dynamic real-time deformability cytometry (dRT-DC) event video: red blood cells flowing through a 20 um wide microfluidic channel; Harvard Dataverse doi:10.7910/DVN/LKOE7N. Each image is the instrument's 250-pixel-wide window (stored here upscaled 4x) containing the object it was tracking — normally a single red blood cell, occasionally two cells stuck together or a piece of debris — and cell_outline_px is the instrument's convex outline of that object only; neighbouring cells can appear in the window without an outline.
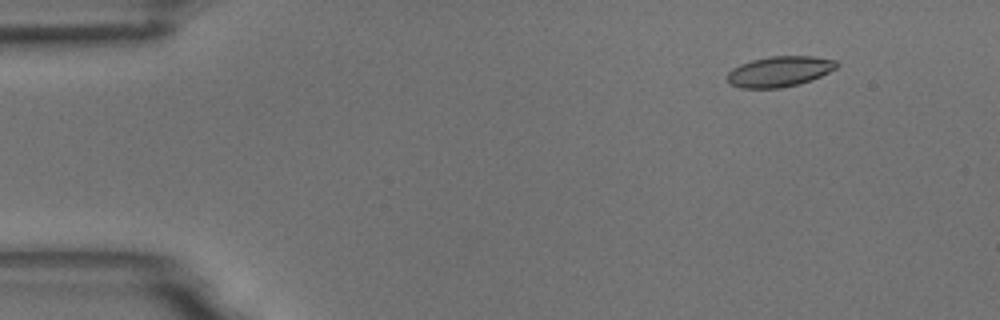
{"species": "common noctule bat (a hibernating species)", "species_latin": "Nyctalus noctula", "temperature_condition": "room temperature", "stored_images_in_passage": 59, "camera_frame_rate_fps": 3000, "um_per_image_px": 0.085, "animal": {"sex": "male", "body_mass_g": 18.8}, "frame": {"image": 1, "passage_image": 7, "time_ms": 2.0, "image_size_px": [1000, 320], "cell_outline_px": [[840, 64], [836, 68], [820, 76], [796, 84], [780, 88], [740, 88], [728, 84], [728, 72], [732, 68], [740, 64], [752, 60], [768, 56], [812, 56], [836, 60]], "centroid_in_image_um": [66.23, 6.07], "position_along_channel_um": 18.8, "area_um2": 19.36}}
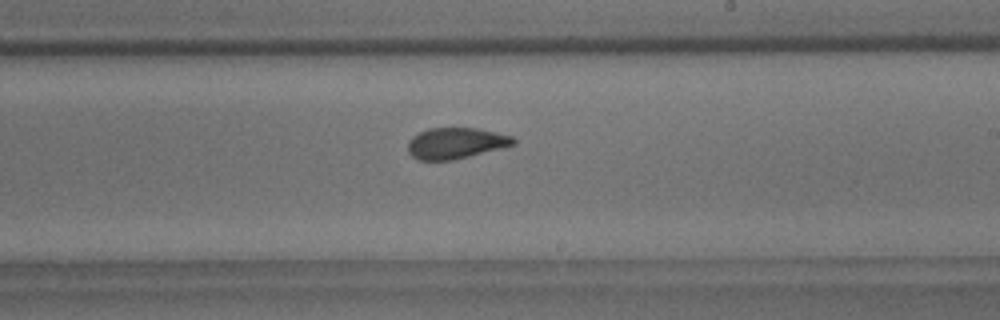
{"frame": {"image": 2, "passage_image": 35, "time_ms": 11.333, "image_size_px": [1000, 320], "cell_outline_px": [[516, 144], [452, 160], [420, 160], [412, 156], [408, 152], [408, 140], [412, 136], [428, 128], [476, 128], [496, 132], [512, 136], [516, 140]], "centroid_in_image_um": [38.72, 12.16], "position_along_channel_um": 250.3, "area_um2": 18.96}}
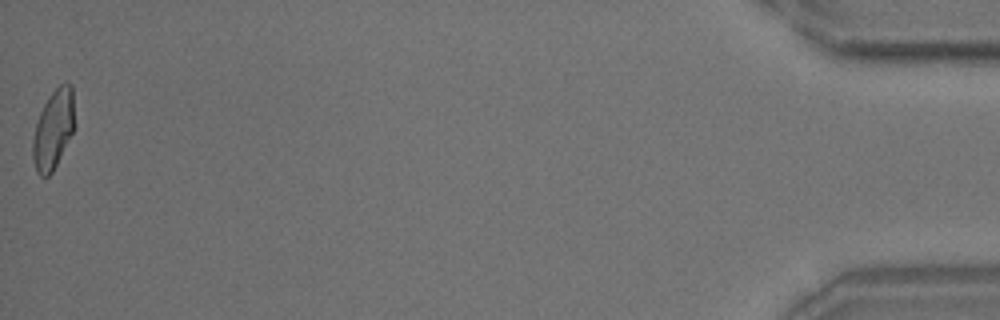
{"frame": {"image": 3, "passage_image": 59, "time_ms": 19.333, "image_size_px": [1000, 320], "cell_outline_px": [[72, 132], [52, 172], [48, 176], [40, 176], [36, 172], [32, 156], [32, 140], [36, 124], [40, 112], [44, 104], [52, 92], [64, 80], [72, 84]], "centroid_in_image_um": [4.49, 11.0], "position_along_channel_um": 430.7, "area_um2": 18.73}, "authors_computed_cell_mechanics": {"area_um2": 19.7098, "velocity_mm_per_s": 3.4509, "shape_relaxation_time_tau1_ms": 4.5926, "shape_relaxation_time_tau2_ms": 1.7033, "deformation_change_tau1": 0.1379, "deformation_change_tau2": 0.0748}}